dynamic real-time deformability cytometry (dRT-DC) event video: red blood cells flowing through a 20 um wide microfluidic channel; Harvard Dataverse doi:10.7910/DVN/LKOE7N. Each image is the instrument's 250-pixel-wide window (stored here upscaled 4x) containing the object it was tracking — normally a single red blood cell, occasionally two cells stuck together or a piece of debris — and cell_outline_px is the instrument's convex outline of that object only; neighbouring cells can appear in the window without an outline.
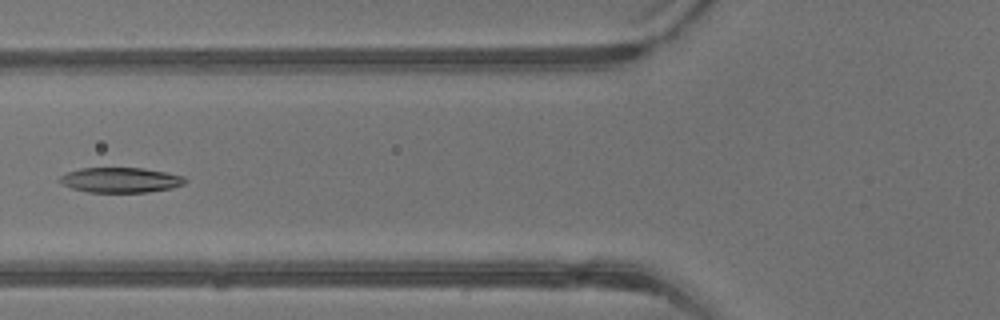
{"species": "common noctule bat (a hibernating species)", "species_latin": "Nyctalus noctula", "temperature_condition": "warm", "stored_images_in_passage": 42, "camera_frame_rate_fps": 3000, "um_per_image_px": 0.085, "animal": {"sex": "male", "body_mass_g": 13.3}, "frame": {"image": 1, "passage_image": 17, "time_ms": 5.333, "image_size_px": [1000, 320], "cell_outline_px": [[188, 180], [184, 184], [172, 188], [148, 192], [88, 192], [72, 188], [56, 180], [60, 176], [68, 172], [80, 168], [144, 168], [184, 176]], "centroid_in_image_um": [10.26, 15.3], "position_along_channel_um": 115.5, "area_um2": 18.32}}
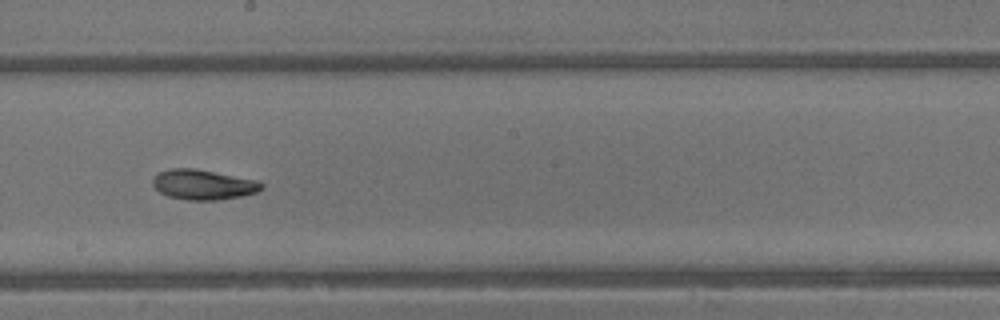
{"frame": {"image": 2, "passage_image": 24, "time_ms": 7.667, "image_size_px": [1000, 320], "cell_outline_px": [[264, 188], [256, 192], [240, 196], [220, 200], [188, 200], [168, 196], [160, 192], [152, 184], [152, 180], [160, 172], [168, 168], [196, 168], [256, 180], [264, 184]], "centroid_in_image_um": [17.28, 15.69], "position_along_channel_um": 230.9, "area_um2": 19.02}}
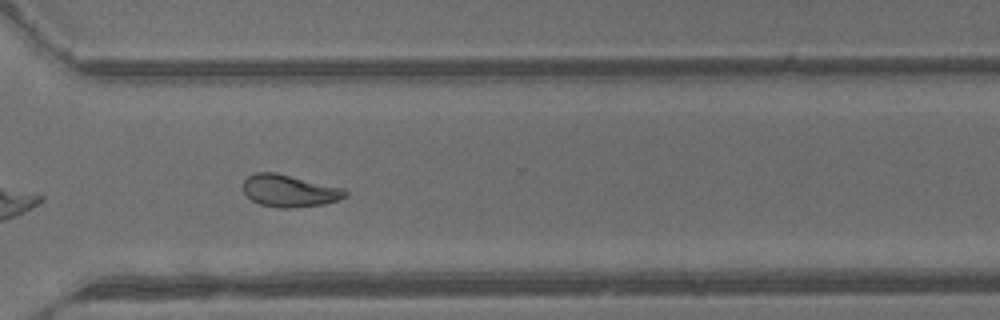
{"frame": {"image": 3, "passage_image": 31, "time_ms": 10.0, "image_size_px": [1000, 320], "cell_outline_px": [[348, 196], [340, 200], [324, 204], [288, 208], [280, 208], [260, 204], [252, 200], [244, 192], [244, 180], [248, 176], [256, 172], [276, 172], [344, 188], [348, 192]], "centroid_in_image_um": [24.64, 16.21], "position_along_channel_um": 346.0, "area_um2": 19.19}, "authors_computed_cell_mechanics": {"area_um2": 19.4208, "velocity_mm_per_s": 4.9496, "shape_relaxation_time_tau1_ms": 6.3033, "shape_relaxation_time_tau2_ms": 2.4538, "deformation_change_tau1": 0.2165, "deformation_change_tau2": 0.0905}}